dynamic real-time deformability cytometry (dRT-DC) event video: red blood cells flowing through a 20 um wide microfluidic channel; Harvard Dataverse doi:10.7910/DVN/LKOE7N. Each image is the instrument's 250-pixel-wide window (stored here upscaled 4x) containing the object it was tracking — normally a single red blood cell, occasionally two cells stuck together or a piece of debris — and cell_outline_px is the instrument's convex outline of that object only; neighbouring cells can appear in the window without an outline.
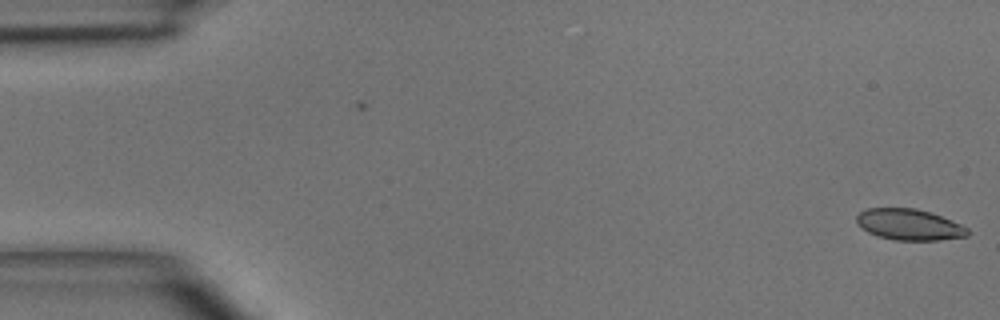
{"species": "common noctule bat (a hibernating species)", "species_latin": "Nyctalus noctula", "temperature_condition": "room temperature", "stored_images_in_passage": 4, "camera_frame_rate_fps": 3000, "um_per_image_px": 0.085, "animal": {"sex": "male", "body_mass_g": 15.6}, "frame": {"image": 1, "passage_image": 1, "time_ms": 0.0, "image_size_px": [1000, 320], "cell_outline_px": [[968, 236], [940, 240], [896, 240], [876, 236], [860, 228], [856, 220], [856, 216], [864, 208], [916, 208], [932, 212], [960, 224], [968, 228]], "centroid_in_image_um": [77.26, 19.08], "position_along_channel_um": 7.7, "area_um2": 20.29}}
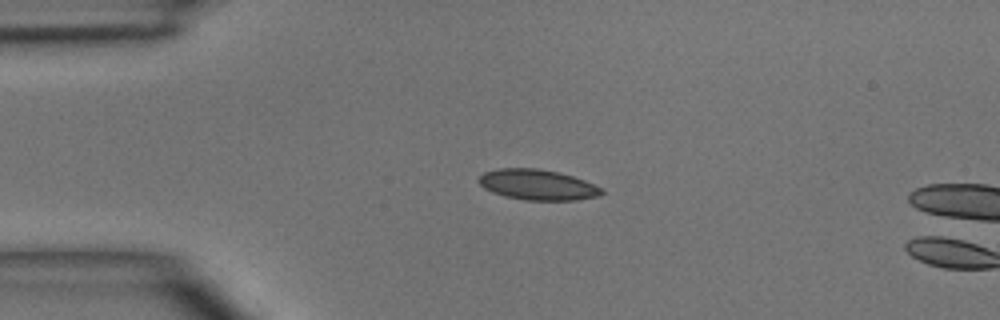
{"frame": {"image": 2, "passage_image": 3, "time_ms": 3.333, "image_size_px": [1000, 320], "cell_outline_px": [[604, 192], [600, 196], [576, 200], [524, 200], [504, 196], [492, 192], [484, 188], [476, 180], [484, 172], [500, 168], [536, 168], [560, 172], [584, 180], [604, 188]], "centroid_in_image_um": [45.71, 15.7], "position_along_channel_um": 39.3, "area_um2": 22.02}}